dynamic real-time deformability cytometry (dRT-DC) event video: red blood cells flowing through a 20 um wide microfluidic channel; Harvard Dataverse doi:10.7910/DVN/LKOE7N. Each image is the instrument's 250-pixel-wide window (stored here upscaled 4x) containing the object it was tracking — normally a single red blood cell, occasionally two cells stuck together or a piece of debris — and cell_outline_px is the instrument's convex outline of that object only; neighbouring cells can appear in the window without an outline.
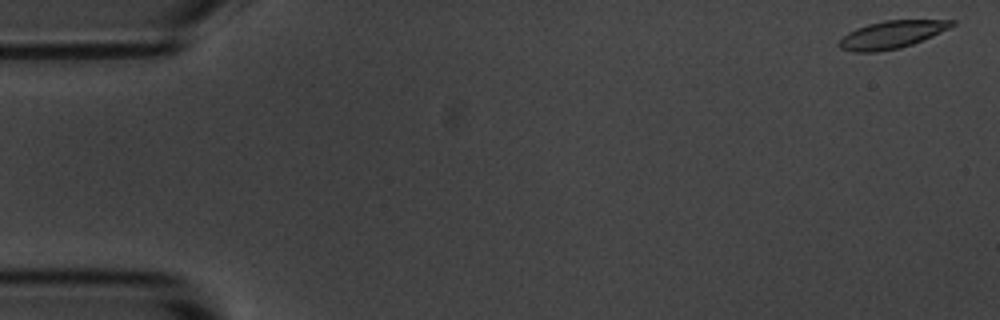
{"species": "common noctule bat (a hibernating species)", "species_latin": "Nyctalus noctula", "temperature_condition": "room temperature", "stored_images_in_passage": 5, "segment_of_instrument_passage": [1, 2], "camera_frame_rate_fps": 3000, "um_per_image_px": 0.085, "animal": {"sex": "male", "body_mass_g": 20.1, "forearm_length_mm": 53.5}, "frame": {"image": 1, "passage_image": 1, "time_ms": 0.0, "image_size_px": [1000, 320], "cell_outline_px": [[956, 24], [932, 36], [912, 44], [900, 48], [876, 52], [852, 52], [840, 48], [836, 44], [848, 32], [856, 28], [868, 24], [884, 20], [956, 20]], "centroid_in_image_um": [75.76, 2.94], "position_along_channel_um": 9.2, "area_um2": 18.09}}